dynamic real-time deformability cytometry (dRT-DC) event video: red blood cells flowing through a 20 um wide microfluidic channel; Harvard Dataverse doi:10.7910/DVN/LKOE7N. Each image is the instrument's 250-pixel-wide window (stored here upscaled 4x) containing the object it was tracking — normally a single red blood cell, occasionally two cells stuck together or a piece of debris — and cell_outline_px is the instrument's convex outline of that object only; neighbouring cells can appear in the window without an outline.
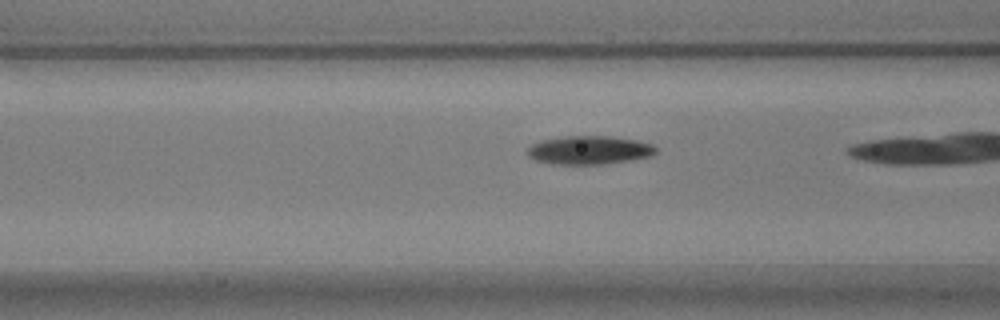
{"species": "common noctule bat (a hibernating species)", "species_latin": "Nyctalus noctula", "temperature_condition": "warm", "stored_images_in_passage": 27, "camera_frame_rate_fps": 3000, "um_per_image_px": 0.085, "animal": {"sex": "male", "body_mass_g": 17.9}, "frame": {"image": 1, "passage_image": 13, "time_ms": 4.0, "image_size_px": [1000, 320], "cell_outline_px": [[656, 152], [652, 156], [604, 164], [552, 164], [536, 160], [528, 156], [528, 148], [532, 144], [540, 140], [564, 136], [612, 136], [636, 140], [652, 144], [656, 148]], "centroid_in_image_um": [50.08, 12.75], "position_along_channel_um": 116.5, "area_um2": 21.33}}
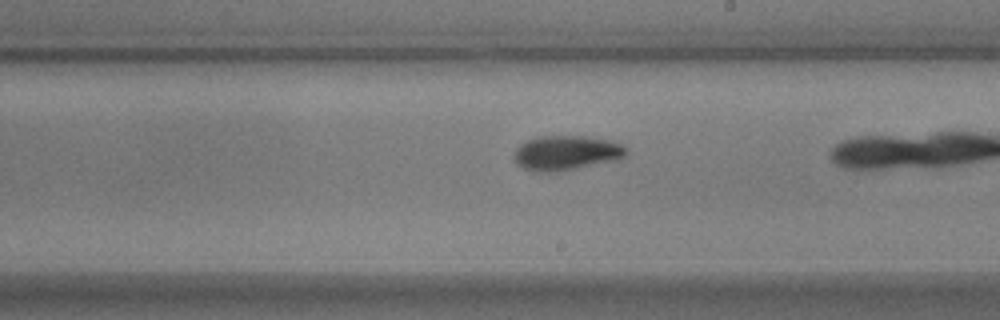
{"frame": {"image": 2, "passage_image": 23, "time_ms": 7.333, "image_size_px": [1000, 320], "cell_outline_px": [[628, 152], [620, 160], [556, 172], [524, 168], [516, 164], [512, 156], [516, 148], [520, 144], [528, 140], [540, 136], [588, 136], [608, 140], [620, 144], [628, 148]], "centroid_in_image_um": [48.16, 12.98], "position_along_channel_um": 240.8, "area_um2": 22.66}}
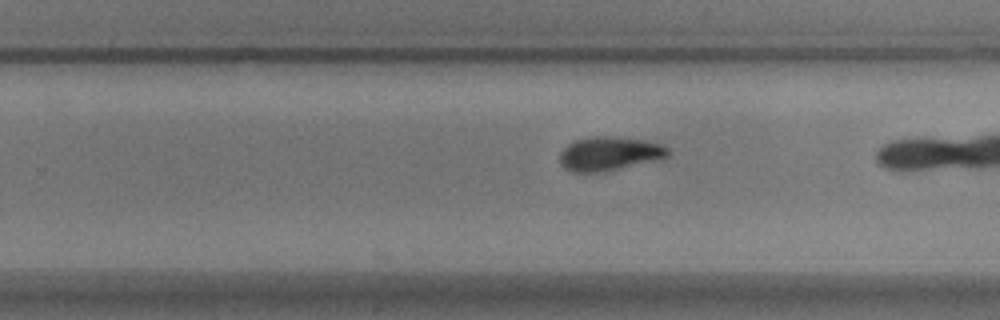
{"frame": {"image": 3, "passage_image": 26, "time_ms": 8.333, "image_size_px": [1000, 320], "cell_outline_px": [[668, 156], [656, 160], [600, 172], [572, 172], [564, 168], [560, 164], [560, 152], [572, 140], [588, 136], [612, 136], [648, 140], [660, 144], [668, 148]], "centroid_in_image_um": [51.75, 13.04], "position_along_channel_um": 278.1, "area_um2": 21.44}}